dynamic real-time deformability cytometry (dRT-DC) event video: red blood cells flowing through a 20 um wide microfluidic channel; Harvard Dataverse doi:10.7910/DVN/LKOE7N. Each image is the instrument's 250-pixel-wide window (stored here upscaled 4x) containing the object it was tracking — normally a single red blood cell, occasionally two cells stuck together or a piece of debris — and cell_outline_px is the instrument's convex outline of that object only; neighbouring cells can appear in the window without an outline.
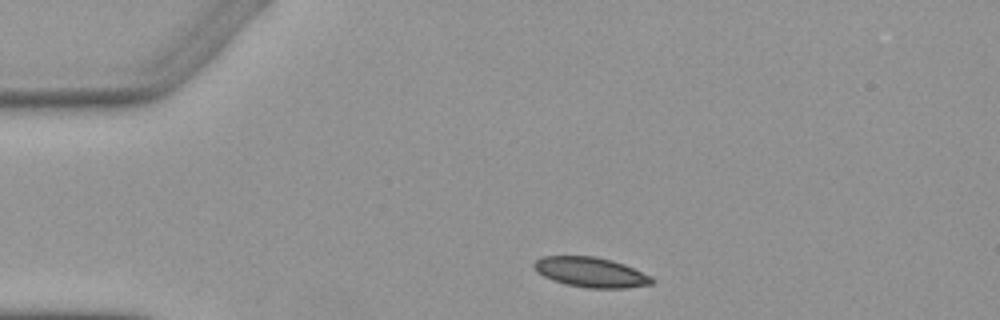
{"species": "Egyptian fruit bat (a non-hibernating species)", "species_latin": "Rousettus aegyptiacus", "temperature_condition": "warm", "stored_images_in_passage": 2, "camera_frame_rate_fps": 3000, "um_per_image_px": 0.085, "animal": {"sex": "female"}, "frame": {"image": 1, "passage_image": 1, "time_ms": 0.0, "image_size_px": [1000, 320], "cell_outline_px": [[656, 280], [652, 284], [624, 288], [588, 288], [568, 284], [552, 280], [536, 272], [532, 264], [536, 260], [544, 256], [596, 256], [612, 260], [624, 264], [652, 276]], "centroid_in_image_um": [50.23, 23.13], "position_along_channel_um": 34.8, "area_um2": 20.63}}